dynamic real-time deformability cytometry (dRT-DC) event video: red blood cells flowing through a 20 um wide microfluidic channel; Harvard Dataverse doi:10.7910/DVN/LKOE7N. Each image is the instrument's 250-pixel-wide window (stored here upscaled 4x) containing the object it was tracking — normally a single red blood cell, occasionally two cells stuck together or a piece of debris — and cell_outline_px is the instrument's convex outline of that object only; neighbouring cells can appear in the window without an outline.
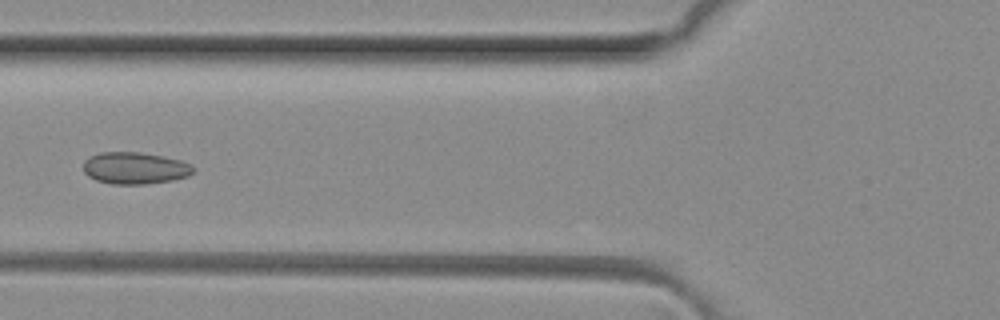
{"species": "common noctule bat (a hibernating species)", "species_latin": "Nyctalus noctula", "temperature_condition": "room temperature", "stored_images_in_passage": 6, "camera_frame_rate_fps": 3000, "um_per_image_px": 0.085, "animal": {"sex": "female", "body_mass_g": 29.2, "forearm_length_mm": 56.3}, "frame": {"image": 1, "passage_image": 5, "time_ms": 1.333, "image_size_px": [1000, 320], "cell_outline_px": [[196, 172], [188, 176], [172, 180], [144, 184], [112, 184], [96, 180], [88, 176], [84, 172], [84, 160], [88, 156], [100, 152], [140, 152], [164, 156], [180, 160], [192, 164], [196, 168]], "centroid_in_image_um": [11.49, 14.28], "position_along_channel_um": 114.3, "area_um2": 20.69}}
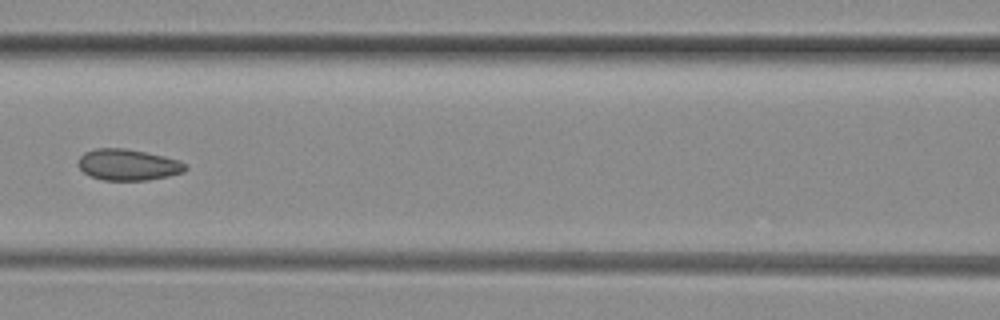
{"frame": {"image": 2, "passage_image": 6, "time_ms": 1.667, "image_size_px": [1000, 320], "cell_outline_px": [[188, 168], [184, 172], [168, 176], [148, 180], [104, 180], [88, 176], [76, 164], [80, 156], [84, 152], [96, 148], [124, 148], [164, 156], [180, 160], [188, 164]], "centroid_in_image_um": [10.89, 14.0], "position_along_channel_um": 155.7, "area_um2": 19.71}}